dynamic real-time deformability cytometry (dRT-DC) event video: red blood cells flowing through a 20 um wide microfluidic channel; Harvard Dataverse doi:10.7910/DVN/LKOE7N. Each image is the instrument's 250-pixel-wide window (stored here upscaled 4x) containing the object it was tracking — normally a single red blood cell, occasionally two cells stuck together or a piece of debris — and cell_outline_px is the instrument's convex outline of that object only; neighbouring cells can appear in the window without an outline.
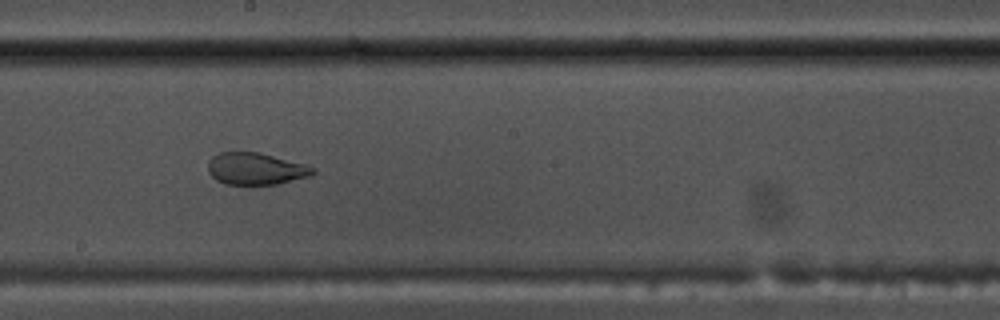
{"species": "common noctule bat (a hibernating species)", "species_latin": "Nyctalus noctula", "temperature_condition": "warm", "stored_images_in_passage": 52, "segment_of_instrument_passage": [1, 2], "camera_frame_rate_fps": 3000, "um_per_image_px": 0.085, "animal": {"sex": "male", "body_mass_g": 17.5, "forearm_length_mm": 52.3}, "frame": {"image": 1, "passage_image": 30, "time_ms": 9.667, "image_size_px": [1000, 320], "cell_outline_px": [[316, 172], [312, 176], [276, 184], [224, 184], [216, 180], [208, 172], [208, 160], [212, 156], [220, 152], [260, 152], [304, 164], [316, 168]], "centroid_in_image_um": [21.74, 14.34], "position_along_channel_um": 226.5, "area_um2": 19.65}}
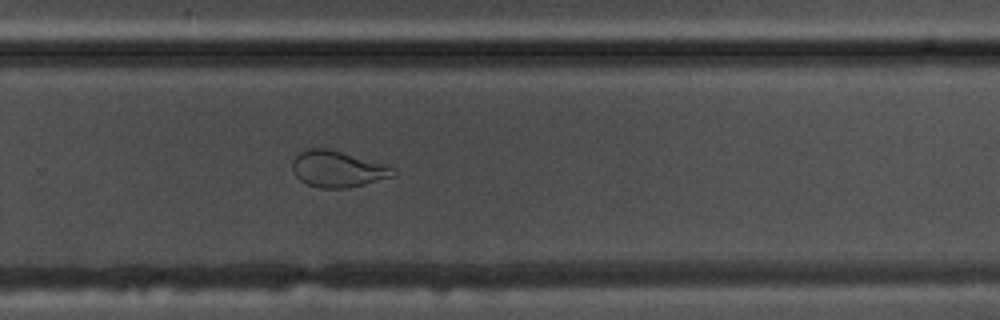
{"frame": {"image": 2, "passage_image": 36, "time_ms": 11.667, "image_size_px": [1000, 320], "cell_outline_px": [[396, 176], [348, 188], [320, 188], [308, 184], [300, 180], [296, 176], [292, 168], [292, 160], [300, 152], [308, 148], [328, 148], [388, 164], [396, 168]], "centroid_in_image_um": [28.75, 14.36], "position_along_channel_um": 301.1, "area_um2": 21.62}}
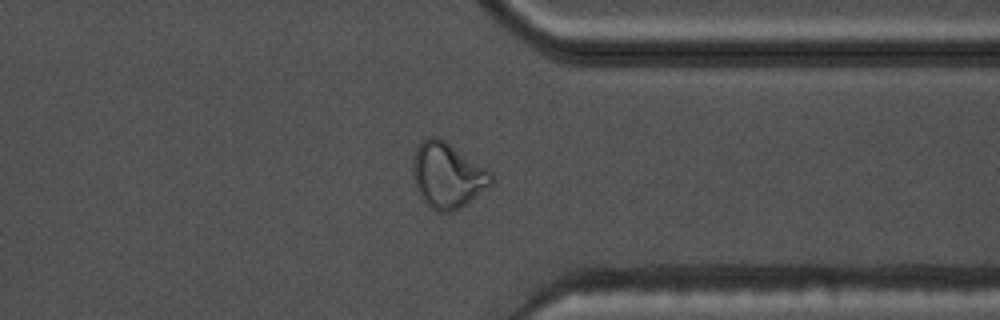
{"frame": {"image": 3, "passage_image": 42, "time_ms": 13.667, "image_size_px": [1000, 320], "cell_outline_px": [[492, 184], [460, 208], [452, 212], [436, 212], [420, 196], [416, 188], [412, 172], [412, 168], [416, 148], [420, 140], [424, 136], [436, 136], [444, 140], [492, 172]], "centroid_in_image_um": [38.01, 14.89], "position_along_channel_um": 373.4, "area_um2": 29.71}}